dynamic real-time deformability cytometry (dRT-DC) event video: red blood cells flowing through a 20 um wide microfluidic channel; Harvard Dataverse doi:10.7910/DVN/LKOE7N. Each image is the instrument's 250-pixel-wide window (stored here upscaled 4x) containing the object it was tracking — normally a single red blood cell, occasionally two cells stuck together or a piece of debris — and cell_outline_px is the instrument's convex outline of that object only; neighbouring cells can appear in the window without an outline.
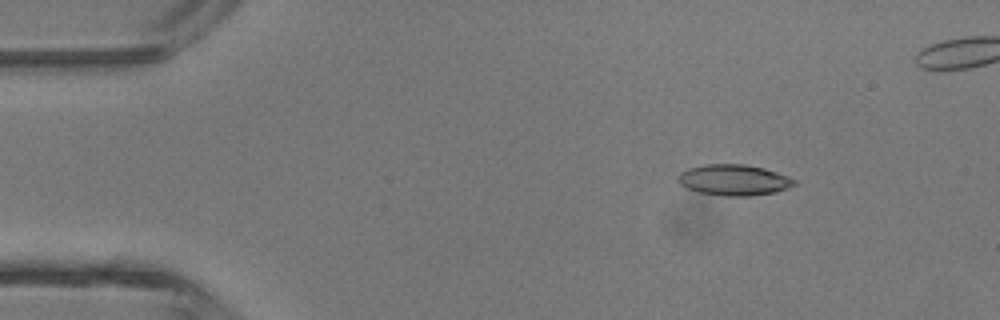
{"species": "common noctule bat (a hibernating species)", "species_latin": "Nyctalus noctula", "temperature_condition": "room temperature", "stored_images_in_passage": 40, "camera_frame_rate_fps": 3000, "um_per_image_px": 0.085, "animal": {"sex": "male", "body_mass_g": 13.3}, "frame": {"image": 1, "passage_image": 4, "time_ms": 1.0, "image_size_px": [1000, 320], "cell_outline_px": [[796, 184], [788, 188], [776, 192], [748, 196], [724, 196], [700, 192], [688, 188], [680, 184], [676, 180], [676, 176], [680, 172], [688, 168], [708, 164], [744, 164], [764, 168], [788, 176], [796, 180]], "centroid_in_image_um": [62.37, 15.3], "position_along_channel_um": 22.6, "area_um2": 20.98}}
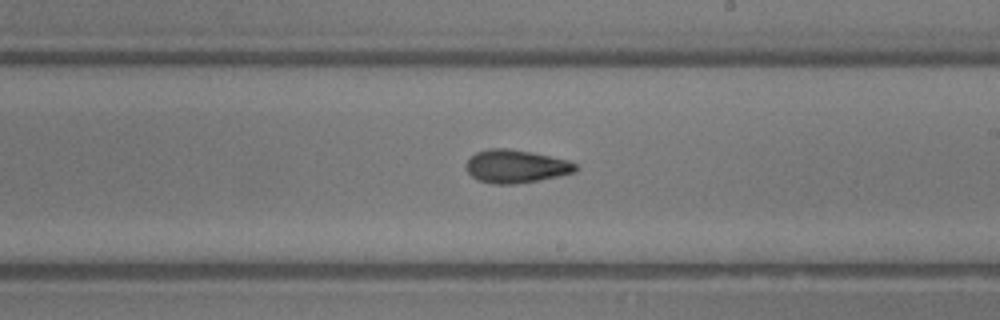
{"frame": {"image": 2, "passage_image": 24, "time_ms": 7.667, "image_size_px": [1000, 320], "cell_outline_px": [[580, 168], [576, 172], [540, 180], [512, 184], [492, 184], [476, 180], [464, 168], [468, 160], [476, 152], [488, 148], [508, 148], [532, 152], [568, 160], [576, 164]], "centroid_in_image_um": [43.85, 14.14], "position_along_channel_um": 245.1, "area_um2": 21.33}}
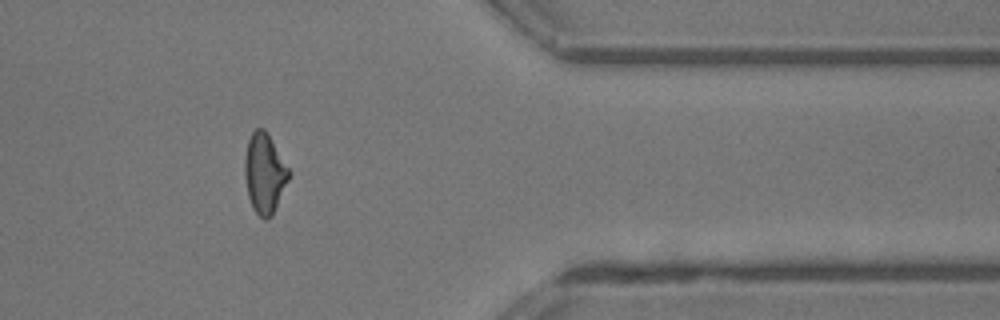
{"frame": {"image": 3, "passage_image": 35, "time_ms": 11.333, "image_size_px": [1000, 320], "cell_outline_px": [[292, 172], [272, 216], [264, 220], [252, 208], [248, 196], [244, 176], [244, 160], [248, 140], [252, 132], [256, 128], [264, 128], [268, 132]], "centroid_in_image_um": [22.49, 14.71], "position_along_channel_um": 388.9, "area_um2": 20.87}}